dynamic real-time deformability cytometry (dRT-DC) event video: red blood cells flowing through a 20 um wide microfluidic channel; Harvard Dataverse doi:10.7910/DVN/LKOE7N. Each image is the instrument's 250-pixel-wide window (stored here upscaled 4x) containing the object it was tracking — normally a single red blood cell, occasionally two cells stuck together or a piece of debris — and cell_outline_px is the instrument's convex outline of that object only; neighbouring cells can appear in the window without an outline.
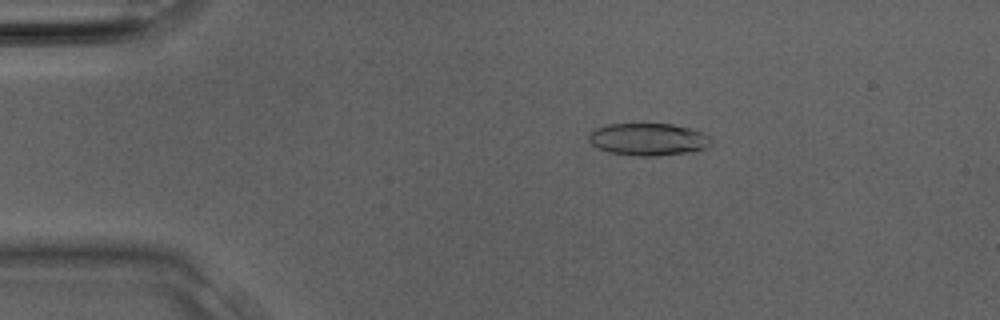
{"species": "Egyptian fruit bat (a non-hibernating species)", "species_latin": "Rousettus aegyptiacus", "temperature_condition": "room temperature", "stored_images_in_passage": 27, "camera_frame_rate_fps": 3000, "um_per_image_px": 0.085, "animal": {"sex": "male"}, "frame": {"image": 1, "passage_image": 2, "time_ms": 0.333, "image_size_px": [1000, 320], "cell_outline_px": [[712, 144], [704, 148], [684, 152], [656, 156], [636, 156], [608, 152], [592, 144], [588, 140], [588, 132], [596, 128], [608, 124], [672, 124], [692, 128], [708, 136], [712, 140]], "centroid_in_image_um": [55.06, 11.83], "position_along_channel_um": 29.9, "area_um2": 22.95}}
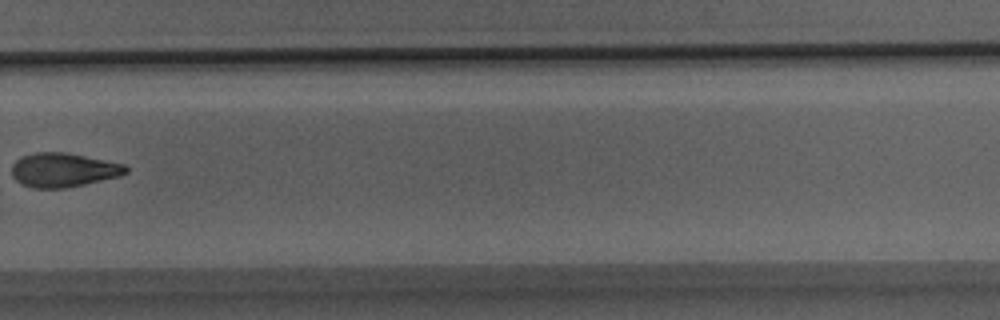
{"frame": {"image": 2, "passage_image": 18, "time_ms": 5.667, "image_size_px": [1000, 320], "cell_outline_px": [[128, 172], [120, 176], [84, 184], [64, 188], [32, 188], [20, 184], [12, 176], [12, 164], [20, 156], [36, 152], [68, 152], [124, 164], [128, 168]], "centroid_in_image_um": [5.36, 14.44], "position_along_channel_um": 324.4, "area_um2": 22.83}}
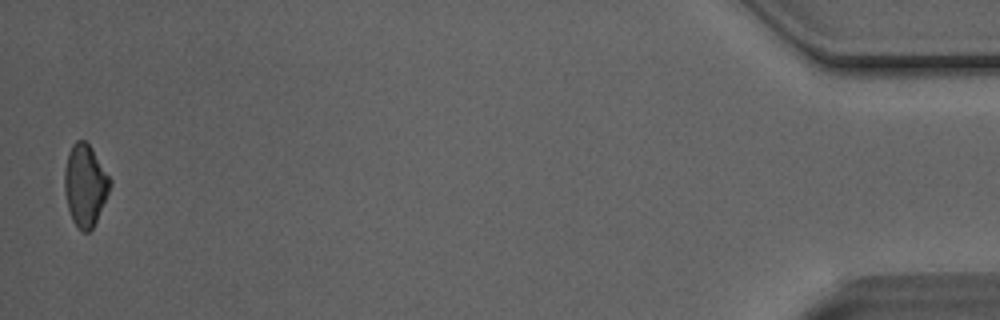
{"frame": {"image": 3, "passage_image": 27, "time_ms": 8.667, "image_size_px": [1000, 320], "cell_outline_px": [[112, 184], [96, 220], [92, 228], [88, 232], [80, 232], [72, 220], [68, 208], [64, 192], [64, 168], [68, 152], [72, 144], [76, 140], [84, 140], [92, 148], [112, 180]], "centroid_in_image_um": [7.22, 15.73], "position_along_channel_um": 428.0, "area_um2": 21.79}}